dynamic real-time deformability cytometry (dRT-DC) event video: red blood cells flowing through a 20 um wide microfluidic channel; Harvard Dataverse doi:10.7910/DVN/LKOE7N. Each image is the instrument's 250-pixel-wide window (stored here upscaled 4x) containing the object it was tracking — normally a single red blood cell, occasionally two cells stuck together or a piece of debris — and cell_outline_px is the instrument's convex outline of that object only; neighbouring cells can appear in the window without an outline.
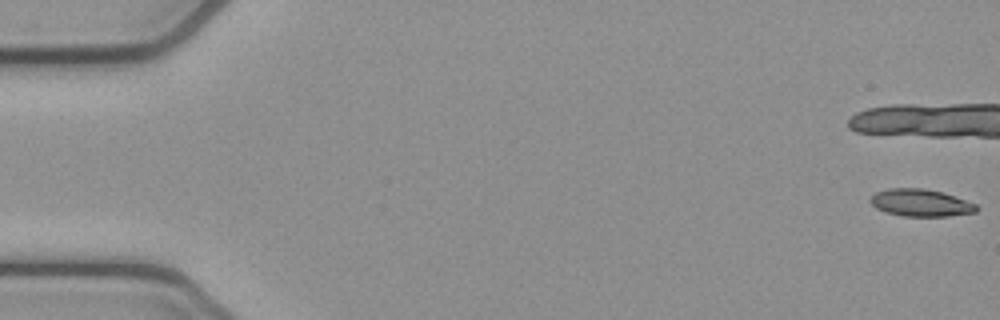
{"species": "common noctule bat (a hibernating species)", "species_latin": "Nyctalus noctula", "temperature_condition": "cold", "stored_images_in_passage": 16, "camera_frame_rate_fps": 3000, "um_per_image_px": 0.085, "animal": {"sex": "female", "body_mass_g": 21.9}, "frame": {"image": 1, "passage_image": 1, "time_ms": 0.0, "image_size_px": [1000, 320], "cell_outline_px": [[976, 212], [948, 216], [904, 216], [884, 212], [876, 208], [868, 200], [876, 192], [888, 188], [924, 188], [940, 192], [976, 204]], "centroid_in_image_um": [78.19, 17.24], "position_along_channel_um": 6.8, "area_um2": 16.65}}